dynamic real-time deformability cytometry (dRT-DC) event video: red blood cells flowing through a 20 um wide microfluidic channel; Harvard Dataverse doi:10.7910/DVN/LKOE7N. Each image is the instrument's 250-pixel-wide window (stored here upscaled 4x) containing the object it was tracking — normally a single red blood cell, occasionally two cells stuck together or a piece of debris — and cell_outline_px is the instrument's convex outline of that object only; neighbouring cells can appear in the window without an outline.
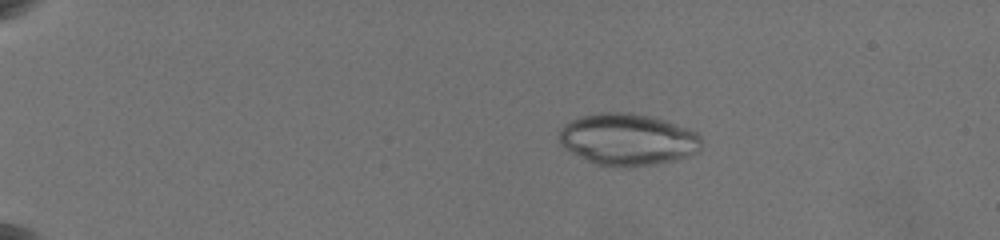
{"species": "common noctule bat (a hibernating species)", "species_latin": "Nyctalus noctula", "temperature_condition": "warm", "stored_images_in_passage": 15, "camera_frame_rate_fps": 3000, "um_per_image_px": 0.085, "animal": {"sex": "female", "body_mass_g": 19.5, "forearm_length_mm": 54.1}, "frame": {"image": 1, "passage_image": 3, "time_ms": 1.0, "image_size_px": [1000, 240], "cell_outline_px": [[700, 152], [676, 160], [656, 164], [628, 168], [596, 164], [564, 148], [560, 144], [560, 128], [564, 124], [580, 116], [600, 112], [628, 112], [668, 120], [688, 128], [696, 132], [700, 136]], "centroid_in_image_um": [53.38, 11.85], "position_along_channel_um": 31.6, "area_um2": 43.23}}
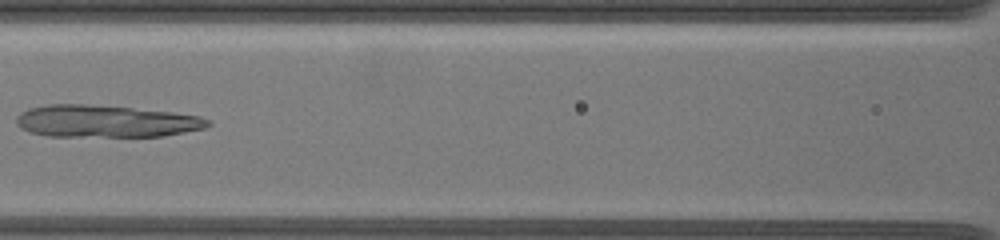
{"frame": {"image": 2, "passage_image": 13, "time_ms": 7.333, "image_size_px": [1000, 240], "cell_outline_px": [[212, 124], [204, 128], [164, 136], [44, 136], [28, 132], [20, 128], [16, 124], [16, 116], [20, 112], [28, 108], [48, 104], [84, 104], [132, 108], [172, 112], [200, 116], [212, 120]], "centroid_in_image_um": [8.95, 10.3], "position_along_channel_um": 157.6, "area_um2": 36.13}}
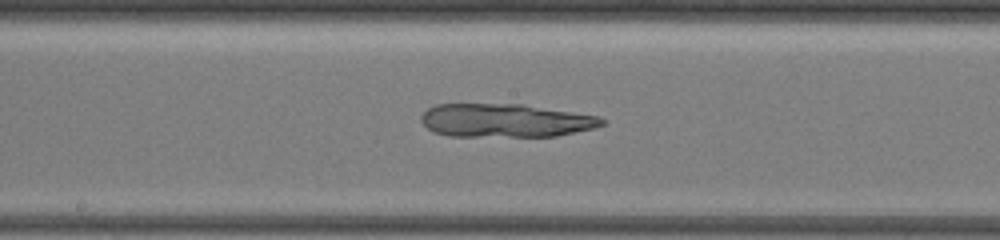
{"frame": {"image": 3, "passage_image": 15, "time_ms": 8.667, "image_size_px": [1000, 240], "cell_outline_px": [[604, 124], [592, 128], [556, 136], [448, 136], [432, 132], [420, 120], [420, 116], [428, 108], [436, 104], [524, 104], [600, 116], [604, 120]], "centroid_in_image_um": [42.93, 10.23], "position_along_channel_um": 205.3, "area_um2": 35.26}}